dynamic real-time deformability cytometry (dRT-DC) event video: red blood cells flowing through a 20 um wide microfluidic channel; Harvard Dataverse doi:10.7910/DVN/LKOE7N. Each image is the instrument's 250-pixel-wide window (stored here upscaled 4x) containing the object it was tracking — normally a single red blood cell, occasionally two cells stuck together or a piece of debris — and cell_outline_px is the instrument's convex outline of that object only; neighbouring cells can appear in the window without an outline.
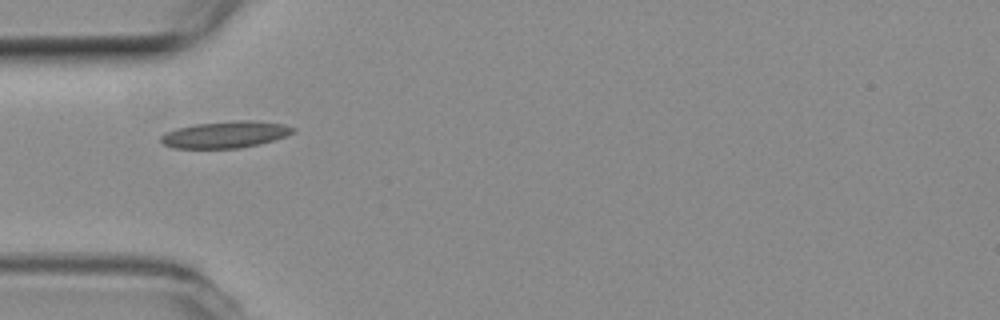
{"species": "common noctule bat (a hibernating species)", "species_latin": "Nyctalus noctula", "temperature_condition": "room temperature", "stored_images_in_passage": 6, "camera_frame_rate_fps": 3000, "um_per_image_px": 0.085, "animal": {"sex": "female", "body_mass_g": 19.3, "forearm_length_mm": 54.1}, "frame": {"image": 1, "passage_image": 1, "time_ms": 0.0, "image_size_px": [1000, 320], "cell_outline_px": [[296, 132], [260, 144], [240, 148], [172, 148], [164, 144], [160, 140], [160, 136], [164, 132], [176, 128], [196, 124], [236, 120], [252, 120], [284, 124], [296, 128]], "centroid_in_image_um": [19.15, 11.43], "position_along_channel_um": 65.9, "area_um2": 20.63}}
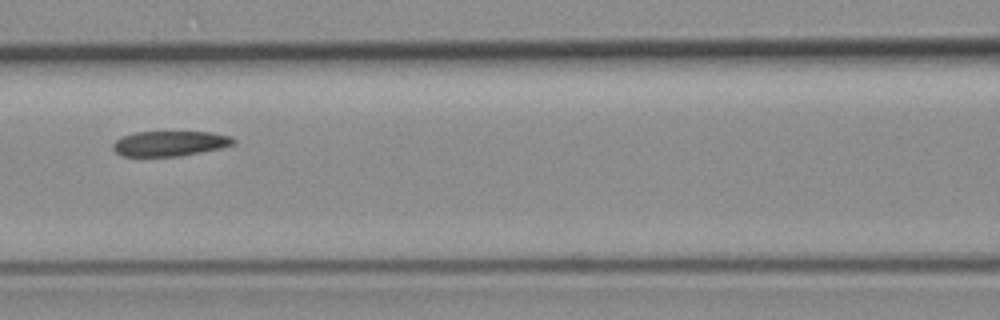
{"frame": {"image": 2, "passage_image": 3, "time_ms": 0.667, "image_size_px": [1000, 320], "cell_outline_px": [[236, 144], [220, 148], [180, 156], [120, 156], [112, 148], [112, 144], [120, 136], [136, 132], [208, 132], [232, 136], [236, 140]], "centroid_in_image_um": [14.42, 12.19], "position_along_channel_um": 152.2, "area_um2": 17.74}}
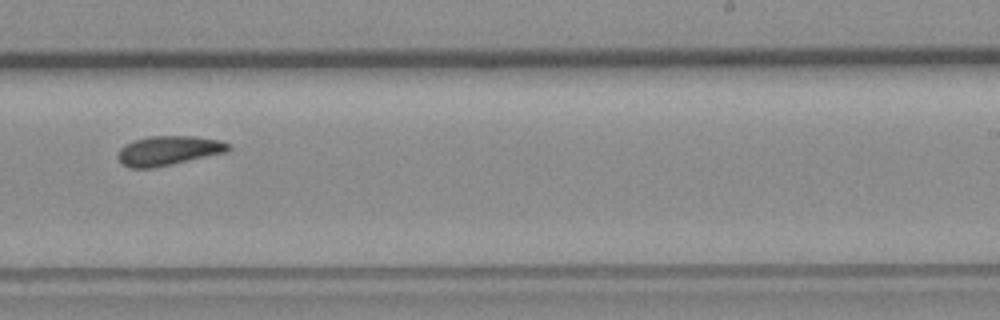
{"frame": {"image": 3, "passage_image": 6, "time_ms": 1.667, "image_size_px": [1000, 320], "cell_outline_px": [[232, 148], [228, 152], [172, 164], [152, 168], [128, 168], [116, 156], [120, 148], [124, 144], [148, 136], [192, 136], [220, 140], [232, 144]], "centroid_in_image_um": [14.35, 12.8], "position_along_channel_um": 274.6, "area_um2": 19.07}}